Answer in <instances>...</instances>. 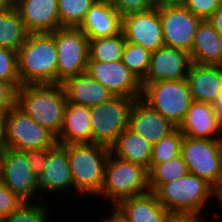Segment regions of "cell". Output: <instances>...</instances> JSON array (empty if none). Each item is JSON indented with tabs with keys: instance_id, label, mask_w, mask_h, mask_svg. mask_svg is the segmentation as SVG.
I'll list each match as a JSON object with an SVG mask.
<instances>
[{
	"instance_id": "cell-18",
	"label": "cell",
	"mask_w": 222,
	"mask_h": 222,
	"mask_svg": "<svg viewBox=\"0 0 222 222\" xmlns=\"http://www.w3.org/2000/svg\"><path fill=\"white\" fill-rule=\"evenodd\" d=\"M29 33L53 32L60 28L58 0H14Z\"/></svg>"
},
{
	"instance_id": "cell-36",
	"label": "cell",
	"mask_w": 222,
	"mask_h": 222,
	"mask_svg": "<svg viewBox=\"0 0 222 222\" xmlns=\"http://www.w3.org/2000/svg\"><path fill=\"white\" fill-rule=\"evenodd\" d=\"M111 2L122 17L156 8L155 0H112Z\"/></svg>"
},
{
	"instance_id": "cell-23",
	"label": "cell",
	"mask_w": 222,
	"mask_h": 222,
	"mask_svg": "<svg viewBox=\"0 0 222 222\" xmlns=\"http://www.w3.org/2000/svg\"><path fill=\"white\" fill-rule=\"evenodd\" d=\"M68 103L92 107L110 101L115 95L87 71L62 83Z\"/></svg>"
},
{
	"instance_id": "cell-13",
	"label": "cell",
	"mask_w": 222,
	"mask_h": 222,
	"mask_svg": "<svg viewBox=\"0 0 222 222\" xmlns=\"http://www.w3.org/2000/svg\"><path fill=\"white\" fill-rule=\"evenodd\" d=\"M87 72L115 96L141 98V82L122 60L113 62L88 61Z\"/></svg>"
},
{
	"instance_id": "cell-8",
	"label": "cell",
	"mask_w": 222,
	"mask_h": 222,
	"mask_svg": "<svg viewBox=\"0 0 222 222\" xmlns=\"http://www.w3.org/2000/svg\"><path fill=\"white\" fill-rule=\"evenodd\" d=\"M57 48V83L87 71L89 39L78 27L53 31Z\"/></svg>"
},
{
	"instance_id": "cell-2",
	"label": "cell",
	"mask_w": 222,
	"mask_h": 222,
	"mask_svg": "<svg viewBox=\"0 0 222 222\" xmlns=\"http://www.w3.org/2000/svg\"><path fill=\"white\" fill-rule=\"evenodd\" d=\"M21 85L57 84V48L53 32L29 33L17 51Z\"/></svg>"
},
{
	"instance_id": "cell-48",
	"label": "cell",
	"mask_w": 222,
	"mask_h": 222,
	"mask_svg": "<svg viewBox=\"0 0 222 222\" xmlns=\"http://www.w3.org/2000/svg\"><path fill=\"white\" fill-rule=\"evenodd\" d=\"M8 4H10L9 0H0V11L3 10Z\"/></svg>"
},
{
	"instance_id": "cell-1",
	"label": "cell",
	"mask_w": 222,
	"mask_h": 222,
	"mask_svg": "<svg viewBox=\"0 0 222 222\" xmlns=\"http://www.w3.org/2000/svg\"><path fill=\"white\" fill-rule=\"evenodd\" d=\"M67 98L62 84H26L16 91V105L27 115L58 136Z\"/></svg>"
},
{
	"instance_id": "cell-26",
	"label": "cell",
	"mask_w": 222,
	"mask_h": 222,
	"mask_svg": "<svg viewBox=\"0 0 222 222\" xmlns=\"http://www.w3.org/2000/svg\"><path fill=\"white\" fill-rule=\"evenodd\" d=\"M153 144L129 128L124 130L110 146L111 153L117 157L150 170Z\"/></svg>"
},
{
	"instance_id": "cell-37",
	"label": "cell",
	"mask_w": 222,
	"mask_h": 222,
	"mask_svg": "<svg viewBox=\"0 0 222 222\" xmlns=\"http://www.w3.org/2000/svg\"><path fill=\"white\" fill-rule=\"evenodd\" d=\"M184 6L195 16L207 20L221 5L220 0H187Z\"/></svg>"
},
{
	"instance_id": "cell-32",
	"label": "cell",
	"mask_w": 222,
	"mask_h": 222,
	"mask_svg": "<svg viewBox=\"0 0 222 222\" xmlns=\"http://www.w3.org/2000/svg\"><path fill=\"white\" fill-rule=\"evenodd\" d=\"M183 137L182 132L176 128L168 136L155 143L152 147L150 169L155 164L164 163L180 156Z\"/></svg>"
},
{
	"instance_id": "cell-14",
	"label": "cell",
	"mask_w": 222,
	"mask_h": 222,
	"mask_svg": "<svg viewBox=\"0 0 222 222\" xmlns=\"http://www.w3.org/2000/svg\"><path fill=\"white\" fill-rule=\"evenodd\" d=\"M122 32L126 41L140 45L150 52L164 45L160 8L131 13L122 18Z\"/></svg>"
},
{
	"instance_id": "cell-22",
	"label": "cell",
	"mask_w": 222,
	"mask_h": 222,
	"mask_svg": "<svg viewBox=\"0 0 222 222\" xmlns=\"http://www.w3.org/2000/svg\"><path fill=\"white\" fill-rule=\"evenodd\" d=\"M111 211L123 222H162L169 213L153 192L122 200Z\"/></svg>"
},
{
	"instance_id": "cell-28",
	"label": "cell",
	"mask_w": 222,
	"mask_h": 222,
	"mask_svg": "<svg viewBox=\"0 0 222 222\" xmlns=\"http://www.w3.org/2000/svg\"><path fill=\"white\" fill-rule=\"evenodd\" d=\"M125 42L123 32L111 37L89 40L88 61L113 62L122 60Z\"/></svg>"
},
{
	"instance_id": "cell-46",
	"label": "cell",
	"mask_w": 222,
	"mask_h": 222,
	"mask_svg": "<svg viewBox=\"0 0 222 222\" xmlns=\"http://www.w3.org/2000/svg\"><path fill=\"white\" fill-rule=\"evenodd\" d=\"M111 215L107 217L104 222H123L113 211L110 212Z\"/></svg>"
},
{
	"instance_id": "cell-15",
	"label": "cell",
	"mask_w": 222,
	"mask_h": 222,
	"mask_svg": "<svg viewBox=\"0 0 222 222\" xmlns=\"http://www.w3.org/2000/svg\"><path fill=\"white\" fill-rule=\"evenodd\" d=\"M191 63L187 51L163 45L151 52L149 70L142 82L186 79Z\"/></svg>"
},
{
	"instance_id": "cell-42",
	"label": "cell",
	"mask_w": 222,
	"mask_h": 222,
	"mask_svg": "<svg viewBox=\"0 0 222 222\" xmlns=\"http://www.w3.org/2000/svg\"><path fill=\"white\" fill-rule=\"evenodd\" d=\"M187 0H155L156 7L184 6Z\"/></svg>"
},
{
	"instance_id": "cell-24",
	"label": "cell",
	"mask_w": 222,
	"mask_h": 222,
	"mask_svg": "<svg viewBox=\"0 0 222 222\" xmlns=\"http://www.w3.org/2000/svg\"><path fill=\"white\" fill-rule=\"evenodd\" d=\"M56 142L61 145L91 143L90 107L67 102Z\"/></svg>"
},
{
	"instance_id": "cell-47",
	"label": "cell",
	"mask_w": 222,
	"mask_h": 222,
	"mask_svg": "<svg viewBox=\"0 0 222 222\" xmlns=\"http://www.w3.org/2000/svg\"><path fill=\"white\" fill-rule=\"evenodd\" d=\"M3 177V150H0V182H2Z\"/></svg>"
},
{
	"instance_id": "cell-35",
	"label": "cell",
	"mask_w": 222,
	"mask_h": 222,
	"mask_svg": "<svg viewBox=\"0 0 222 222\" xmlns=\"http://www.w3.org/2000/svg\"><path fill=\"white\" fill-rule=\"evenodd\" d=\"M24 203L17 194L12 192L7 186L0 182V217L6 218L12 212L18 210Z\"/></svg>"
},
{
	"instance_id": "cell-16",
	"label": "cell",
	"mask_w": 222,
	"mask_h": 222,
	"mask_svg": "<svg viewBox=\"0 0 222 222\" xmlns=\"http://www.w3.org/2000/svg\"><path fill=\"white\" fill-rule=\"evenodd\" d=\"M178 129L187 137L222 139L221 115L212 104L193 101Z\"/></svg>"
},
{
	"instance_id": "cell-33",
	"label": "cell",
	"mask_w": 222,
	"mask_h": 222,
	"mask_svg": "<svg viewBox=\"0 0 222 222\" xmlns=\"http://www.w3.org/2000/svg\"><path fill=\"white\" fill-rule=\"evenodd\" d=\"M48 206V203L34 205L33 202H26L18 210L4 218V222H47V210L50 208Z\"/></svg>"
},
{
	"instance_id": "cell-9",
	"label": "cell",
	"mask_w": 222,
	"mask_h": 222,
	"mask_svg": "<svg viewBox=\"0 0 222 222\" xmlns=\"http://www.w3.org/2000/svg\"><path fill=\"white\" fill-rule=\"evenodd\" d=\"M6 148L15 150L52 148L56 137L16 104L5 113Z\"/></svg>"
},
{
	"instance_id": "cell-6",
	"label": "cell",
	"mask_w": 222,
	"mask_h": 222,
	"mask_svg": "<svg viewBox=\"0 0 222 222\" xmlns=\"http://www.w3.org/2000/svg\"><path fill=\"white\" fill-rule=\"evenodd\" d=\"M141 99L177 128L193 102L186 79L141 82Z\"/></svg>"
},
{
	"instance_id": "cell-4",
	"label": "cell",
	"mask_w": 222,
	"mask_h": 222,
	"mask_svg": "<svg viewBox=\"0 0 222 222\" xmlns=\"http://www.w3.org/2000/svg\"><path fill=\"white\" fill-rule=\"evenodd\" d=\"M153 193L169 213H186L201 219L205 204L213 198V186L188 172L160 185Z\"/></svg>"
},
{
	"instance_id": "cell-41",
	"label": "cell",
	"mask_w": 222,
	"mask_h": 222,
	"mask_svg": "<svg viewBox=\"0 0 222 222\" xmlns=\"http://www.w3.org/2000/svg\"><path fill=\"white\" fill-rule=\"evenodd\" d=\"M207 21L213 26V28L222 37V6H220L208 19Z\"/></svg>"
},
{
	"instance_id": "cell-3",
	"label": "cell",
	"mask_w": 222,
	"mask_h": 222,
	"mask_svg": "<svg viewBox=\"0 0 222 222\" xmlns=\"http://www.w3.org/2000/svg\"><path fill=\"white\" fill-rule=\"evenodd\" d=\"M110 153V147L100 143L67 144V156L77 196H99Z\"/></svg>"
},
{
	"instance_id": "cell-17",
	"label": "cell",
	"mask_w": 222,
	"mask_h": 222,
	"mask_svg": "<svg viewBox=\"0 0 222 222\" xmlns=\"http://www.w3.org/2000/svg\"><path fill=\"white\" fill-rule=\"evenodd\" d=\"M128 128L154 145L177 127L139 98L131 107Z\"/></svg>"
},
{
	"instance_id": "cell-11",
	"label": "cell",
	"mask_w": 222,
	"mask_h": 222,
	"mask_svg": "<svg viewBox=\"0 0 222 222\" xmlns=\"http://www.w3.org/2000/svg\"><path fill=\"white\" fill-rule=\"evenodd\" d=\"M2 182L25 202L34 201L36 194L39 203L43 200L42 194H38L39 176L32 172L30 162L21 150L3 149Z\"/></svg>"
},
{
	"instance_id": "cell-44",
	"label": "cell",
	"mask_w": 222,
	"mask_h": 222,
	"mask_svg": "<svg viewBox=\"0 0 222 222\" xmlns=\"http://www.w3.org/2000/svg\"><path fill=\"white\" fill-rule=\"evenodd\" d=\"M214 197L218 198L220 202L222 203V172L219 176L218 181L213 186V198Z\"/></svg>"
},
{
	"instance_id": "cell-49",
	"label": "cell",
	"mask_w": 222,
	"mask_h": 222,
	"mask_svg": "<svg viewBox=\"0 0 222 222\" xmlns=\"http://www.w3.org/2000/svg\"><path fill=\"white\" fill-rule=\"evenodd\" d=\"M0 222H4V219L0 217Z\"/></svg>"
},
{
	"instance_id": "cell-43",
	"label": "cell",
	"mask_w": 222,
	"mask_h": 222,
	"mask_svg": "<svg viewBox=\"0 0 222 222\" xmlns=\"http://www.w3.org/2000/svg\"><path fill=\"white\" fill-rule=\"evenodd\" d=\"M6 148L5 142V113L0 112V150Z\"/></svg>"
},
{
	"instance_id": "cell-7",
	"label": "cell",
	"mask_w": 222,
	"mask_h": 222,
	"mask_svg": "<svg viewBox=\"0 0 222 222\" xmlns=\"http://www.w3.org/2000/svg\"><path fill=\"white\" fill-rule=\"evenodd\" d=\"M136 99L114 96L110 101L90 107L91 143L111 146L128 128L129 114Z\"/></svg>"
},
{
	"instance_id": "cell-12",
	"label": "cell",
	"mask_w": 222,
	"mask_h": 222,
	"mask_svg": "<svg viewBox=\"0 0 222 222\" xmlns=\"http://www.w3.org/2000/svg\"><path fill=\"white\" fill-rule=\"evenodd\" d=\"M160 20L164 45L189 53L202 19L192 14L185 6H168L160 8Z\"/></svg>"
},
{
	"instance_id": "cell-31",
	"label": "cell",
	"mask_w": 222,
	"mask_h": 222,
	"mask_svg": "<svg viewBox=\"0 0 222 222\" xmlns=\"http://www.w3.org/2000/svg\"><path fill=\"white\" fill-rule=\"evenodd\" d=\"M96 0H58L60 27H78Z\"/></svg>"
},
{
	"instance_id": "cell-20",
	"label": "cell",
	"mask_w": 222,
	"mask_h": 222,
	"mask_svg": "<svg viewBox=\"0 0 222 222\" xmlns=\"http://www.w3.org/2000/svg\"><path fill=\"white\" fill-rule=\"evenodd\" d=\"M39 181L40 192L54 193L61 190L66 193L69 188H74L67 156V144L56 143L48 150L47 163Z\"/></svg>"
},
{
	"instance_id": "cell-25",
	"label": "cell",
	"mask_w": 222,
	"mask_h": 222,
	"mask_svg": "<svg viewBox=\"0 0 222 222\" xmlns=\"http://www.w3.org/2000/svg\"><path fill=\"white\" fill-rule=\"evenodd\" d=\"M189 56L197 64L222 66V37L207 20L198 25Z\"/></svg>"
},
{
	"instance_id": "cell-5",
	"label": "cell",
	"mask_w": 222,
	"mask_h": 222,
	"mask_svg": "<svg viewBox=\"0 0 222 222\" xmlns=\"http://www.w3.org/2000/svg\"><path fill=\"white\" fill-rule=\"evenodd\" d=\"M150 192L148 170L110 153L105 169L104 183L99 193L113 208L122 200ZM108 198V199H107Z\"/></svg>"
},
{
	"instance_id": "cell-39",
	"label": "cell",
	"mask_w": 222,
	"mask_h": 222,
	"mask_svg": "<svg viewBox=\"0 0 222 222\" xmlns=\"http://www.w3.org/2000/svg\"><path fill=\"white\" fill-rule=\"evenodd\" d=\"M16 91L9 82L0 80V112L6 113L16 104Z\"/></svg>"
},
{
	"instance_id": "cell-38",
	"label": "cell",
	"mask_w": 222,
	"mask_h": 222,
	"mask_svg": "<svg viewBox=\"0 0 222 222\" xmlns=\"http://www.w3.org/2000/svg\"><path fill=\"white\" fill-rule=\"evenodd\" d=\"M50 148L23 150L25 157L29 160L31 170L37 176H41L47 163L48 150Z\"/></svg>"
},
{
	"instance_id": "cell-45",
	"label": "cell",
	"mask_w": 222,
	"mask_h": 222,
	"mask_svg": "<svg viewBox=\"0 0 222 222\" xmlns=\"http://www.w3.org/2000/svg\"><path fill=\"white\" fill-rule=\"evenodd\" d=\"M213 106L215 107L217 112L220 115H222V87H221V90H220L219 94L217 95V98H216Z\"/></svg>"
},
{
	"instance_id": "cell-34",
	"label": "cell",
	"mask_w": 222,
	"mask_h": 222,
	"mask_svg": "<svg viewBox=\"0 0 222 222\" xmlns=\"http://www.w3.org/2000/svg\"><path fill=\"white\" fill-rule=\"evenodd\" d=\"M0 80L9 82L16 90L21 86L18 75L17 51L0 47Z\"/></svg>"
},
{
	"instance_id": "cell-27",
	"label": "cell",
	"mask_w": 222,
	"mask_h": 222,
	"mask_svg": "<svg viewBox=\"0 0 222 222\" xmlns=\"http://www.w3.org/2000/svg\"><path fill=\"white\" fill-rule=\"evenodd\" d=\"M28 34L17 8L12 3L0 11V47L18 51Z\"/></svg>"
},
{
	"instance_id": "cell-19",
	"label": "cell",
	"mask_w": 222,
	"mask_h": 222,
	"mask_svg": "<svg viewBox=\"0 0 222 222\" xmlns=\"http://www.w3.org/2000/svg\"><path fill=\"white\" fill-rule=\"evenodd\" d=\"M122 16L109 0H96L78 28L89 40L122 32Z\"/></svg>"
},
{
	"instance_id": "cell-29",
	"label": "cell",
	"mask_w": 222,
	"mask_h": 222,
	"mask_svg": "<svg viewBox=\"0 0 222 222\" xmlns=\"http://www.w3.org/2000/svg\"><path fill=\"white\" fill-rule=\"evenodd\" d=\"M188 173L182 156L164 163L155 164L149 171V189L154 192L160 185L178 179Z\"/></svg>"
},
{
	"instance_id": "cell-21",
	"label": "cell",
	"mask_w": 222,
	"mask_h": 222,
	"mask_svg": "<svg viewBox=\"0 0 222 222\" xmlns=\"http://www.w3.org/2000/svg\"><path fill=\"white\" fill-rule=\"evenodd\" d=\"M186 80L193 101L213 105L222 87V66L192 62Z\"/></svg>"
},
{
	"instance_id": "cell-30",
	"label": "cell",
	"mask_w": 222,
	"mask_h": 222,
	"mask_svg": "<svg viewBox=\"0 0 222 222\" xmlns=\"http://www.w3.org/2000/svg\"><path fill=\"white\" fill-rule=\"evenodd\" d=\"M151 52L144 47L128 42H125L122 62L128 69L142 82L149 70Z\"/></svg>"
},
{
	"instance_id": "cell-10",
	"label": "cell",
	"mask_w": 222,
	"mask_h": 222,
	"mask_svg": "<svg viewBox=\"0 0 222 222\" xmlns=\"http://www.w3.org/2000/svg\"><path fill=\"white\" fill-rule=\"evenodd\" d=\"M189 173L216 184L222 172V139H200L184 136L180 154Z\"/></svg>"
},
{
	"instance_id": "cell-40",
	"label": "cell",
	"mask_w": 222,
	"mask_h": 222,
	"mask_svg": "<svg viewBox=\"0 0 222 222\" xmlns=\"http://www.w3.org/2000/svg\"><path fill=\"white\" fill-rule=\"evenodd\" d=\"M203 222L193 215L186 213H168L162 222Z\"/></svg>"
}]
</instances>
